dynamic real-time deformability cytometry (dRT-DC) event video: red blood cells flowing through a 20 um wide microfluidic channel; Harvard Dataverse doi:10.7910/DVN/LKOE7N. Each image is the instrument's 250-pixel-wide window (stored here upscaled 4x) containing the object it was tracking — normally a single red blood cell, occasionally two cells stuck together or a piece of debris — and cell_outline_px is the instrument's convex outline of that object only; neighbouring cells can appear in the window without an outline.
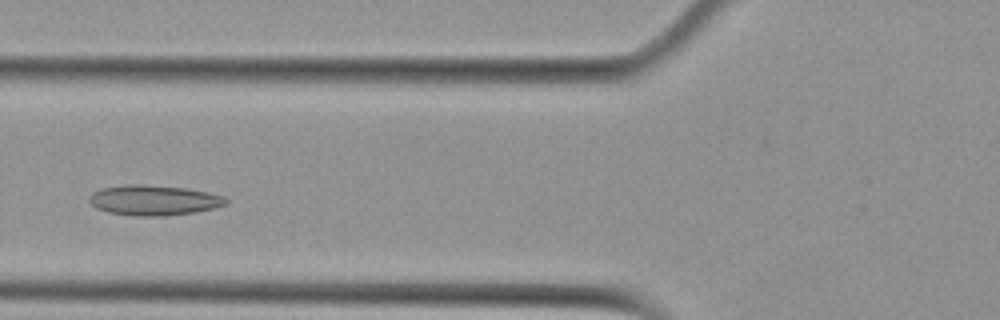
{"species": "Egyptian fruit bat (a non-hibernating species)", "species_latin": "Rousettus aegyptiacus", "temperature_condition": "cold", "stored_images_in_passage": 47, "camera_frame_rate_fps": 3000, "um_per_image_px": 0.085, "animal": {"sex": "female"}, "frame": {"image": 1, "passage_image": 14, "time_ms": 4.333, "image_size_px": [1000, 320], "cell_outline_px": [[228, 204], [196, 212], [164, 216], [136, 216], [108, 212], [96, 208], [88, 200], [88, 196], [92, 192], [100, 188], [128, 184], [144, 184], [184, 188], [208, 192], [224, 196], [228, 200]], "centroid_in_image_um": [13.05, 17.01], "position_along_channel_um": 112.7, "area_um2": 24.22}}
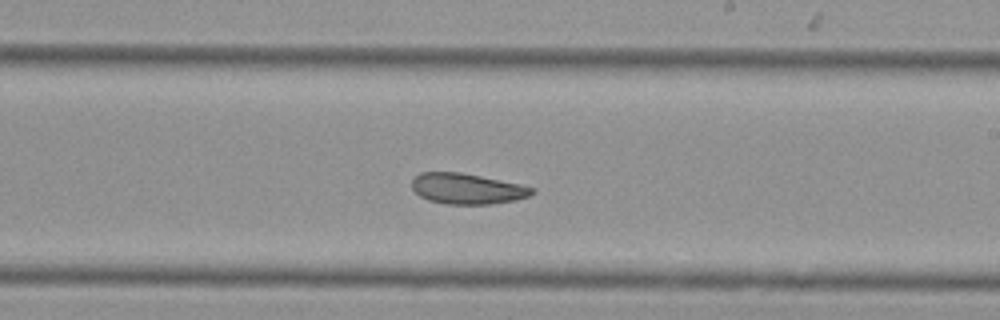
{"frame": {"image": 2, "passage_image": 25, "time_ms": 8.0, "image_size_px": [1000, 320], "cell_outline_px": [[536, 192], [528, 196], [516, 200], [492, 204], [448, 204], [428, 200], [420, 196], [412, 188], [412, 180], [420, 172], [460, 172], [520, 184], [536, 188]], "centroid_in_image_um": [39.72, 16.04], "position_along_channel_um": 249.3, "area_um2": 21.44}}
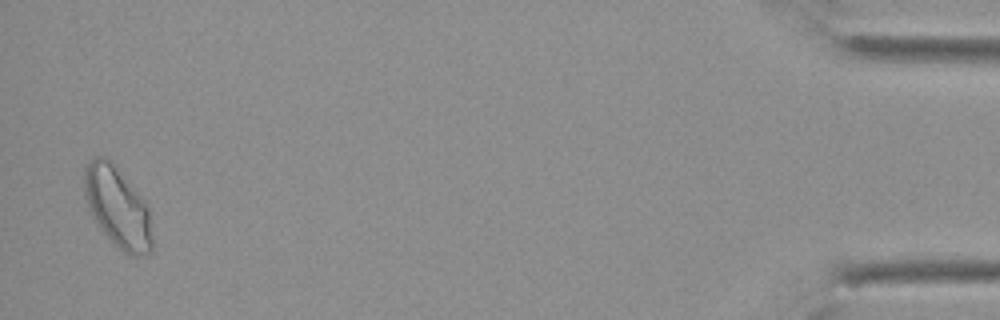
{"frame": {"image": 3, "passage_image": 46, "time_ms": 15.0, "image_size_px": [1000, 320], "cell_outline_px": [[152, 252], [144, 256], [128, 256], [100, 228], [92, 216], [88, 208], [84, 196], [84, 168], [92, 156], [104, 156], [112, 160], [116, 164], [144, 200], [148, 208], [152, 236]], "centroid_in_image_um": [9.98, 17.57], "position_along_channel_um": 425.2, "area_um2": 32.19}, "authors_computed_cell_mechanics": {"area_um2": 24.2182, "velocity_mm_per_s": 3.7428, "shape_relaxation_time_tau1_ms": null, "shape_relaxation_time_tau2_ms": 3.9131, "deformation_change_tau1": null, "deformation_change_tau2": 0.0967}}